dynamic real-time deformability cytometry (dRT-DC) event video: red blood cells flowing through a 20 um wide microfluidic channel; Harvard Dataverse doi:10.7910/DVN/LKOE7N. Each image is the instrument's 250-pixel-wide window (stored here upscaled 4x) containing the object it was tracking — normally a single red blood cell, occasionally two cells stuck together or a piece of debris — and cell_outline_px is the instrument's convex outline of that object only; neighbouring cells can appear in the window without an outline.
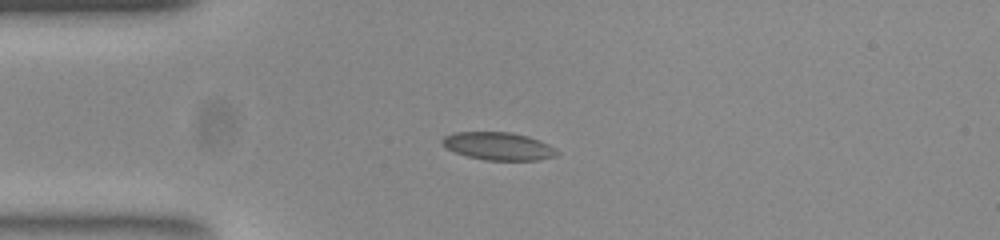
{"species": "common noctule bat (a hibernating species)", "species_latin": "Nyctalus noctula", "temperature_condition": "room temperature", "stored_images_in_passage": 41, "camera_frame_rate_fps": 3000, "um_per_image_px": 0.085, "animal": {"sex": "female", "body_mass_g": 23.0, "forearm_length_mm": 53.4}, "frame": {"image": 1, "passage_image": 1, "time_ms": 0.0, "image_size_px": [1000, 240], "cell_outline_px": [[560, 152], [556, 156], [536, 160], [484, 160], [468, 156], [456, 152], [448, 148], [440, 140], [444, 136], [452, 132], [512, 132], [528, 136], [548, 144], [556, 148]], "centroid_in_image_um": [42.38, 12.41], "position_along_channel_um": 42.6, "area_um2": 18.55}}
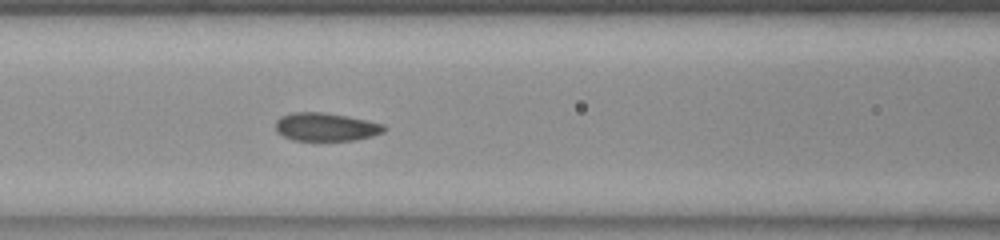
{"frame": {"image": 2, "passage_image": 10, "time_ms": 3.0, "image_size_px": [1000, 240], "cell_outline_px": [[388, 128], [384, 132], [372, 136], [356, 140], [292, 140], [276, 132], [276, 120], [280, 116], [296, 112], [324, 112], [384, 124]], "centroid_in_image_um": [27.7, 10.79], "position_along_channel_um": 138.9, "area_um2": 17.74}}
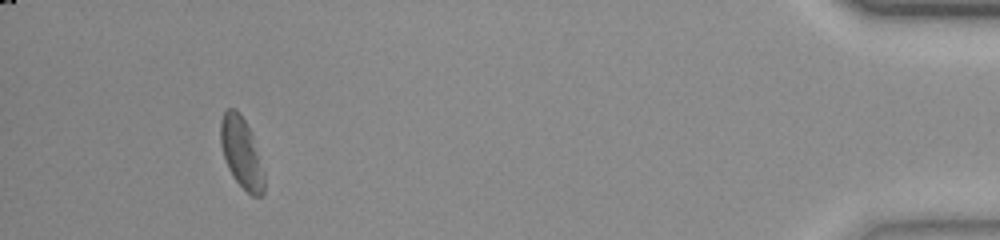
{"frame": {"image": 3, "passage_image": 37, "time_ms": 12.0, "image_size_px": [1000, 240], "cell_outline_px": [[264, 192], [260, 196], [252, 196], [232, 176], [228, 168], [220, 144], [220, 120], [224, 112], [228, 108], [236, 108], [244, 120], [252, 136], [264, 172]], "centroid_in_image_um": [20.5, 12.97], "position_along_channel_um": 414.7, "area_um2": 17.69}, "authors_computed_cell_mechanics": {"area_um2": 18.0914, "velocity_mm_per_s": 3.858, "shape_relaxation_time_tau1_ms": 7.015, "shape_relaxation_time_tau2_ms": 0.9938, "deformation_change_tau1": 0.1192, "deformation_change_tau2": 0.0575}}